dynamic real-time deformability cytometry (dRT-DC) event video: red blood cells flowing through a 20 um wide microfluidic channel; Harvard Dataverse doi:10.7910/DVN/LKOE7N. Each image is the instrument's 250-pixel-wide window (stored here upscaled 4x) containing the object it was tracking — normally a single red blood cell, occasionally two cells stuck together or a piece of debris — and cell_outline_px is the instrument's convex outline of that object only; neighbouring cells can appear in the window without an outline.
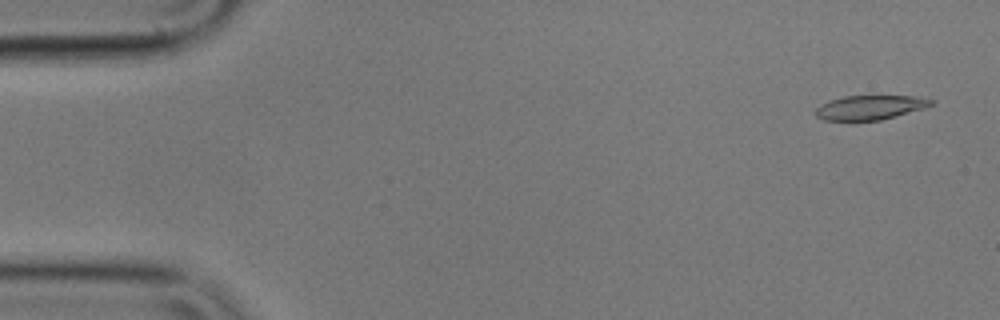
{"species": "common noctule bat (a hibernating species)", "species_latin": "Nyctalus noctula", "temperature_condition": "cold", "stored_images_in_passage": 57, "camera_frame_rate_fps": 3000, "um_per_image_px": 0.085, "animal": {"sex": "male", "body_mass_g": 17.9}, "frame": {"image": 1, "passage_image": 3, "time_ms": 0.667, "image_size_px": [1000, 320], "cell_outline_px": [[932, 104], [924, 108], [880, 120], [824, 120], [816, 116], [816, 108], [820, 104], [844, 96], [916, 96], [932, 100]], "centroid_in_image_um": [73.93, 9.13], "position_along_channel_um": 11.1, "area_um2": 16.07}}
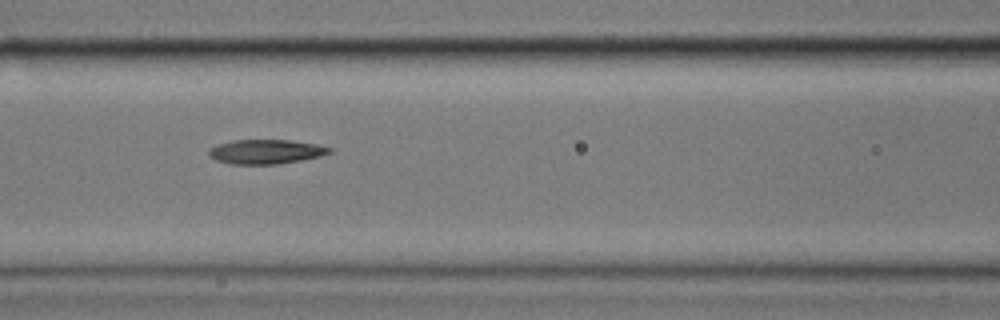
{"frame": {"image": 2, "passage_image": 24, "time_ms": 7.667, "image_size_px": [1000, 320], "cell_outline_px": [[332, 152], [320, 156], [300, 160], [276, 164], [232, 164], [216, 160], [208, 156], [208, 152], [212, 148], [220, 144], [232, 140], [288, 140], [316, 144], [332, 148]], "centroid_in_image_um": [22.6, 12.89], "position_along_channel_um": 144.0, "area_um2": 16.94}}
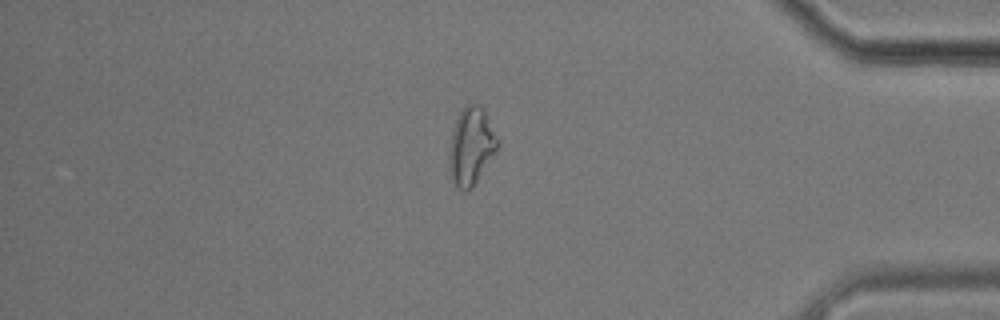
{"frame": {"image": 3, "passage_image": 48, "time_ms": 15.667, "image_size_px": [1000, 320], "cell_outline_px": [[496, 152], [468, 192], [464, 192], [452, 180], [448, 168], [448, 156], [452, 132], [456, 116], [460, 108], [464, 104], [480, 104], [484, 108], [496, 140]], "centroid_in_image_um": [39.99, 12.39], "position_along_channel_um": 395.2, "area_um2": 21.62}, "authors_computed_cell_mechanics": {"area_um2": 17.6868, "velocity_mm_per_s": 3.5257, "shape_relaxation_time_tau1_ms": 8.8091, "shape_relaxation_time_tau2_ms": 9.5563, "deformation_change_tau1": 0.2237, "deformation_change_tau2": 0.1976}}